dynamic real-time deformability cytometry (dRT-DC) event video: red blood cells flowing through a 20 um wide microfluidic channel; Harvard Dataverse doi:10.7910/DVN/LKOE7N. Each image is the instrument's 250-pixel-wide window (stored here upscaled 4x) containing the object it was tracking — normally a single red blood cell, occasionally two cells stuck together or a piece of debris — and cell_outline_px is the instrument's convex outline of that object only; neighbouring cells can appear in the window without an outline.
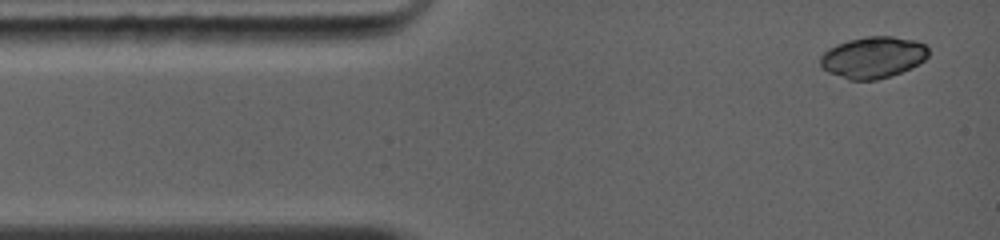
{"species": "common noctule bat (a hibernating species)", "species_latin": "Nyctalus noctula", "temperature_condition": "warm", "stored_images_in_passage": 15, "camera_frame_rate_fps": 5000, "um_per_image_px": 0.085, "animal": {"sex": "female", "body_mass_g": 19.0, "forearm_length_mm": 56.7}, "frame": {"image": 1, "passage_image": 1, "time_ms": 0.0, "image_size_px": [1000, 240], "cell_outline_px": [[928, 56], [924, 60], [912, 68], [892, 76], [876, 80], [848, 80], [828, 72], [820, 64], [820, 56], [828, 48], [836, 44], [848, 40], [868, 36], [892, 36], [916, 40], [924, 44], [928, 48]], "centroid_in_image_um": [74.21, 4.88], "position_along_channel_um": 10.8, "area_um2": 26.36}}
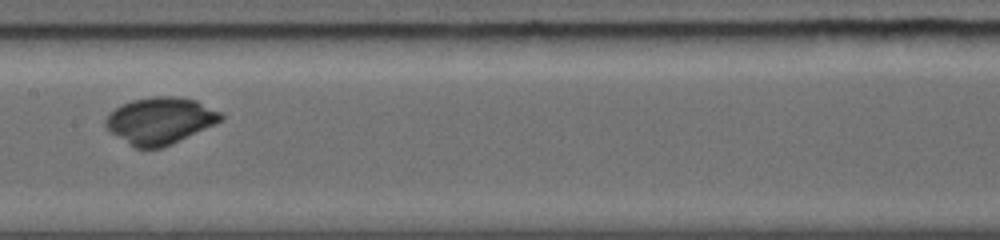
{"frame": {"image": 2, "passage_image": 9, "time_ms": 5.6, "image_size_px": [1000, 240], "cell_outline_px": [[224, 120], [216, 124], [172, 144], [160, 148], [136, 148], [128, 144], [104, 128], [104, 120], [120, 104], [132, 100], [152, 96], [176, 96], [196, 100], [220, 112], [224, 116]], "centroid_in_image_um": [13.6, 10.25], "position_along_channel_um": 193.8, "area_um2": 31.56}}
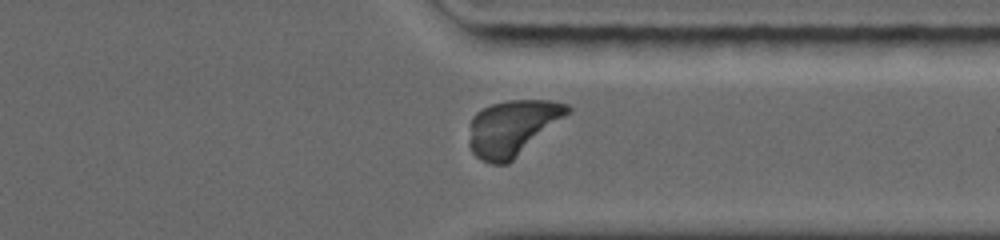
{"frame": {"image": 3, "passage_image": 15, "time_ms": 9.6, "image_size_px": [1000, 240], "cell_outline_px": [[572, 108], [564, 116], [508, 164], [492, 164], [480, 160], [472, 152], [468, 144], [468, 140], [472, 116], [476, 112], [492, 104], [508, 100], [548, 100], [568, 104]], "centroid_in_image_um": [43.49, 10.86], "position_along_channel_um": 367.9, "area_um2": 31.44}}